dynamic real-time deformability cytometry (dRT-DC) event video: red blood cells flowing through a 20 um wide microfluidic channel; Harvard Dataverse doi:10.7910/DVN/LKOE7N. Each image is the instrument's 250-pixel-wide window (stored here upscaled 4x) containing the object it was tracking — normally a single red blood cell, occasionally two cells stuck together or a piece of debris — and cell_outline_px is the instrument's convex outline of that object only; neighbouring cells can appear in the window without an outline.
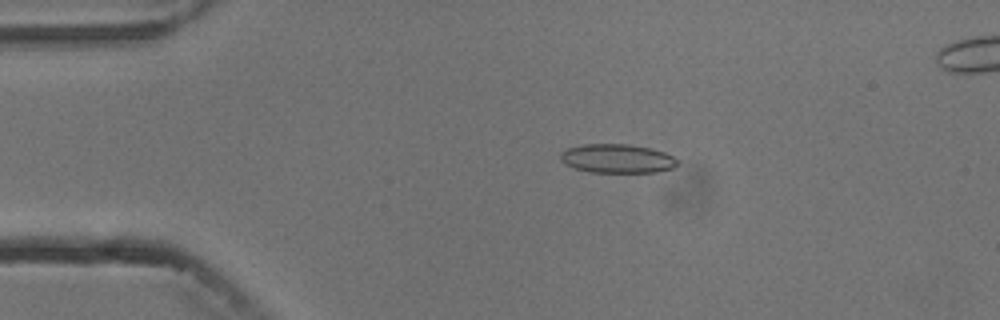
{"species": "common noctule bat (a hibernating species)", "species_latin": "Nyctalus noctula", "temperature_condition": "cold", "stored_images_in_passage": 6, "camera_frame_rate_fps": 3000, "um_per_image_px": 0.085, "animal": {"sex": "male", "body_mass_g": 13.3}, "frame": {"image": 1, "passage_image": 3, "time_ms": 2.667, "image_size_px": [1000, 320], "cell_outline_px": [[680, 164], [672, 168], [656, 172], [588, 172], [564, 164], [560, 160], [560, 152], [568, 148], [584, 144], [628, 144], [652, 148], [664, 152], [680, 160]], "centroid_in_image_um": [52.48, 13.47], "position_along_channel_um": 32.5, "area_um2": 19.88}}
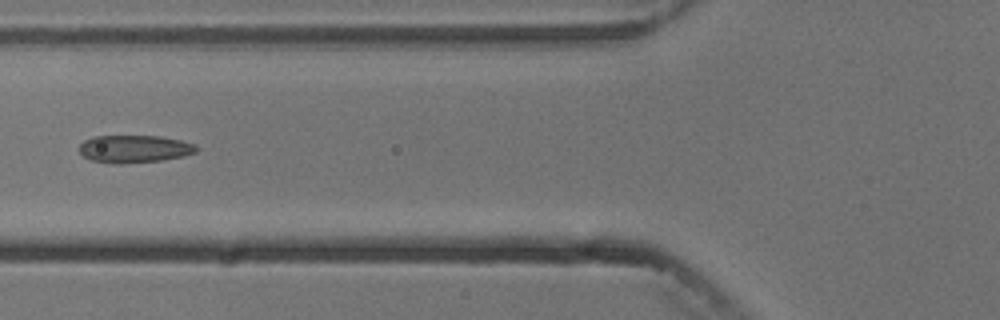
{"frame": {"image": 2, "passage_image": 6, "time_ms": 6.0, "image_size_px": [1000, 320], "cell_outline_px": [[196, 152], [184, 156], [160, 160], [124, 164], [112, 164], [92, 160], [84, 156], [80, 152], [80, 144], [84, 140], [92, 136], [160, 136], [180, 140], [196, 144]], "centroid_in_image_um": [11.4, 12.65], "position_along_channel_um": 114.4, "area_um2": 18.84}}